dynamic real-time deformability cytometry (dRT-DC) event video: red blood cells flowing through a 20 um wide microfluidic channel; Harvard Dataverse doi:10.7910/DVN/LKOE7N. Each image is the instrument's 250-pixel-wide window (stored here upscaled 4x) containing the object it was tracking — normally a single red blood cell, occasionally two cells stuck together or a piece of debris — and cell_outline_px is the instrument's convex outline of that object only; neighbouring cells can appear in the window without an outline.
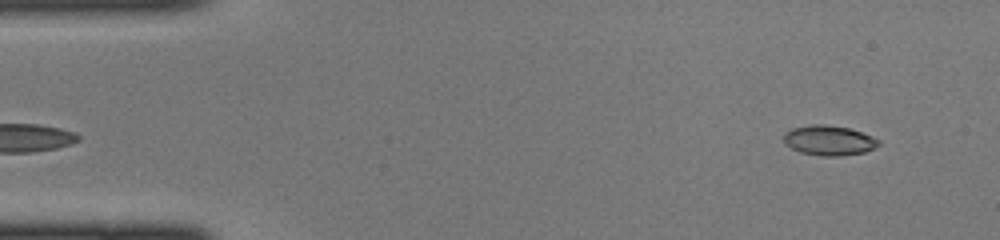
{"species": "common noctule bat (a hibernating species)", "species_latin": "Nyctalus noctula", "temperature_condition": "cold", "stored_images_in_passage": 42, "camera_frame_rate_fps": 3000, "um_per_image_px": 0.085, "animal": {"sex": "female", "body_mass_g": 22.0, "forearm_length_mm": 56.7}, "frame": {"image": 1, "passage_image": 1, "time_ms": 0.0, "image_size_px": [1000, 240], "cell_outline_px": [[880, 144], [864, 152], [840, 156], [824, 156], [800, 152], [784, 144], [784, 132], [792, 128], [812, 124], [824, 124], [848, 128], [872, 136], [880, 140]], "centroid_in_image_um": [70.44, 11.93], "position_along_channel_um": 14.6, "area_um2": 16.47}}
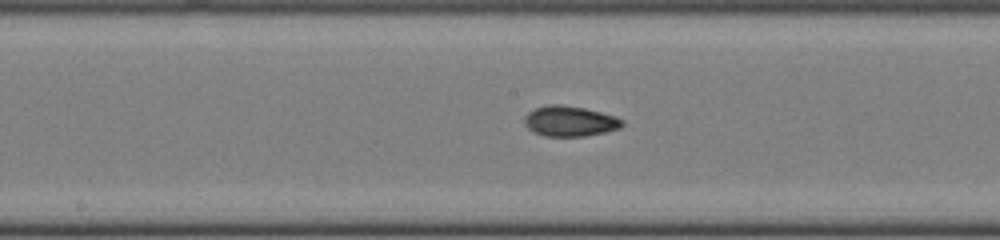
{"frame": {"image": 2, "passage_image": 20, "time_ms": 6.333, "image_size_px": [1000, 240], "cell_outline_px": [[624, 124], [620, 128], [604, 132], [584, 136], [544, 136], [532, 132], [524, 124], [524, 116], [528, 112], [536, 108], [548, 104], [560, 104], [584, 108], [616, 116], [624, 120]], "centroid_in_image_um": [48.42, 10.3], "position_along_channel_um": 199.8, "area_um2": 17.4}}
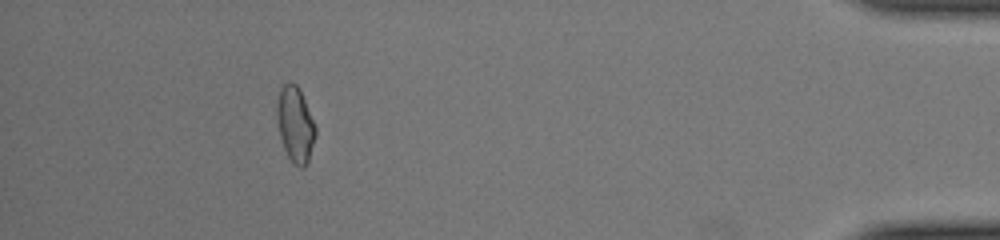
{"frame": {"image": 3, "passage_image": 38, "time_ms": 12.333, "image_size_px": [1000, 240], "cell_outline_px": [[316, 136], [308, 160], [304, 168], [300, 168], [292, 164], [284, 148], [280, 136], [276, 116], [276, 100], [280, 88], [288, 80], [296, 84], [300, 88], [316, 128]], "centroid_in_image_um": [25.08, 10.55], "position_along_channel_um": 410.1, "area_um2": 17.22}}